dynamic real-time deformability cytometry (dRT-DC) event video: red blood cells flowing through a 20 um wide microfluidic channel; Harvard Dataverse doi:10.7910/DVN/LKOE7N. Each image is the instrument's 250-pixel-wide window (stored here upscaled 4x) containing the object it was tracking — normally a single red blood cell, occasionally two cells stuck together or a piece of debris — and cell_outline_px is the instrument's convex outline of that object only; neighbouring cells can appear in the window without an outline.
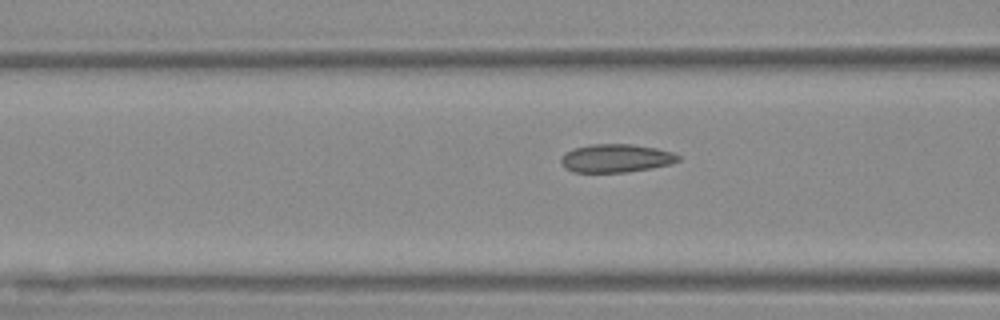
{"species": "Egyptian fruit bat (a non-hibernating species)", "species_latin": "Rousettus aegyptiacus", "temperature_condition": "warm", "stored_images_in_passage": 23, "camera_frame_rate_fps": 3000, "um_per_image_px": 0.085, "animal": {"sex": "female"}, "frame": {"image": 1, "passage_image": 17, "time_ms": 5.333, "image_size_px": [1000, 320], "cell_outline_px": [[680, 160], [672, 164], [652, 168], [624, 172], [572, 172], [564, 168], [560, 160], [560, 156], [564, 152], [572, 148], [592, 144], [632, 144], [656, 148], [672, 152], [680, 156]], "centroid_in_image_um": [52.33, 13.45], "position_along_channel_um": 114.3, "area_um2": 19.54}}